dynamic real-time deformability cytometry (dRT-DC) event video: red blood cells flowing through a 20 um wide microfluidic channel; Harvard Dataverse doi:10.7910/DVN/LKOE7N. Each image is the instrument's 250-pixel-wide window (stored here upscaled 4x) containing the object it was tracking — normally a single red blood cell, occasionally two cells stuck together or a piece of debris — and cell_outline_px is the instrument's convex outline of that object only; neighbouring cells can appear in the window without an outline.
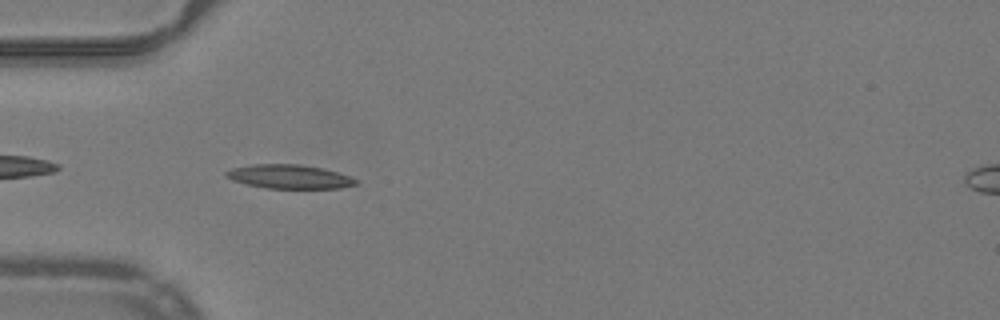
{"species": "common noctule bat (a hibernating species)", "species_latin": "Nyctalus noctula", "temperature_condition": "warm", "stored_images_in_passage": 36, "camera_frame_rate_fps": 3000, "um_per_image_px": 0.085, "animal": {"sex": "male", "body_mass_g": 19.2, "forearm_length_mm": 51.8}, "frame": {"image": 1, "passage_image": 2, "time_ms": 0.333, "image_size_px": [1000, 320], "cell_outline_px": [[360, 180], [356, 184], [340, 188], [264, 188], [244, 184], [232, 180], [224, 176], [224, 172], [232, 168], [252, 164], [300, 164], [320, 168], [336, 172]], "centroid_in_image_um": [24.53, 15.02], "position_along_channel_um": 60.5, "area_um2": 18.09}}
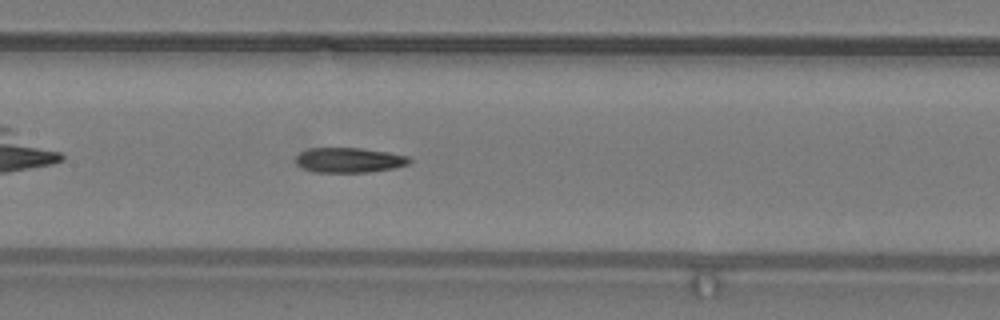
{"frame": {"image": 2, "passage_image": 11, "time_ms": 3.333, "image_size_px": [1000, 320], "cell_outline_px": [[412, 160], [408, 164], [392, 168], [368, 172], [316, 172], [304, 168], [296, 164], [296, 156], [300, 152], [308, 148], [360, 148], [388, 152], [408, 156]], "centroid_in_image_um": [29.67, 13.6], "position_along_channel_um": 177.7, "area_um2": 16.42}}
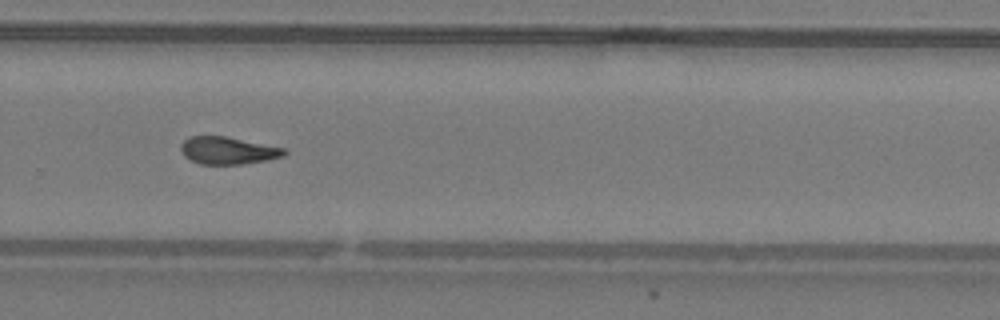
{"frame": {"image": 3, "passage_image": 21, "time_ms": 6.667, "image_size_px": [1000, 320], "cell_outline_px": [[288, 152], [284, 156], [268, 160], [240, 164], [200, 164], [184, 156], [180, 152], [180, 144], [188, 136], [224, 136], [288, 148]], "centroid_in_image_um": [19.39, 12.79], "position_along_channel_um": 310.4, "area_um2": 16.7}}